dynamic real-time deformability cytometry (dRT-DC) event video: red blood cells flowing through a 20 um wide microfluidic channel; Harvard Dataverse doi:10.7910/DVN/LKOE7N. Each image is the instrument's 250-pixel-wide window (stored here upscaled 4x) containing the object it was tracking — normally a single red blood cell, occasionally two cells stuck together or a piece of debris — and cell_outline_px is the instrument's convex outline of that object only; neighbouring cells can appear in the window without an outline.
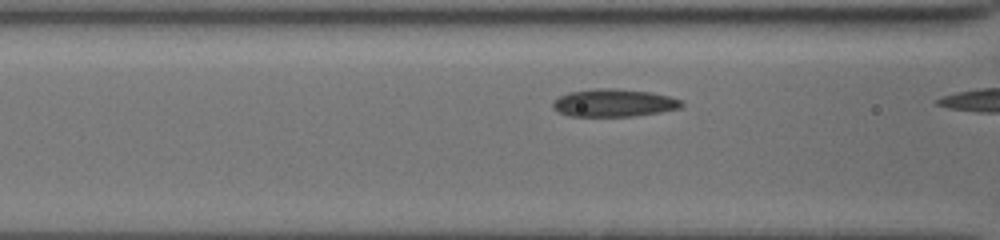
{"species": "common noctule bat (a hibernating species)", "species_latin": "Nyctalus noctula", "temperature_condition": "cold", "stored_images_in_passage": 16, "camera_frame_rate_fps": 3000, "um_per_image_px": 0.085, "animal": {"sex": "female", "body_mass_g": 19.5, "forearm_length_mm": 54.1}, "frame": {"image": 1, "passage_image": 13, "time_ms": 2.0, "image_size_px": [1000, 240], "cell_outline_px": [[684, 104], [680, 108], [660, 112], [632, 116], [568, 116], [552, 108], [552, 100], [568, 92], [596, 88], [616, 88], [652, 92], [684, 100]], "centroid_in_image_um": [52.18, 8.74], "position_along_channel_um": 114.4, "area_um2": 20.98}}